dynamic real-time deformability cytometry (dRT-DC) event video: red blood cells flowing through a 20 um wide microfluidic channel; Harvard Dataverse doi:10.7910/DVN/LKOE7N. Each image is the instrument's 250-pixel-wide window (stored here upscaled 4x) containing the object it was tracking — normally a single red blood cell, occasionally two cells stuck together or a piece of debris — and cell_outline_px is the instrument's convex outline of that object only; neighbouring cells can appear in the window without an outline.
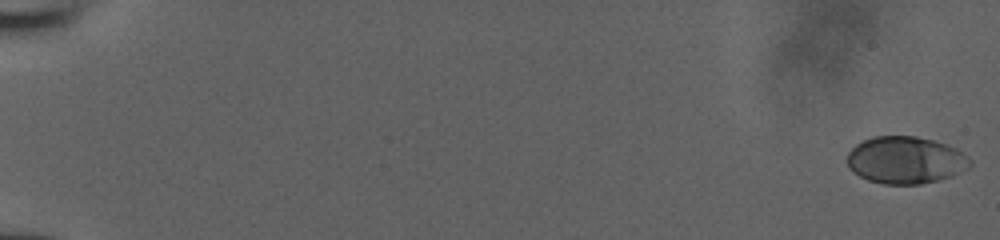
{"species": "human", "species_latin": "Homo sapiens", "temperature_condition": "room temperature", "stored_images_in_passage": 54, "camera_frame_rate_fps": 3000, "um_per_image_px": 0.085, "donor": {"sex": "male"}, "frame": {"image": 1, "passage_image": 1, "time_ms": 0.0, "image_size_px": [1000, 240], "cell_outline_px": [[972, 164], [968, 168], [952, 176], [920, 184], [884, 184], [868, 180], [852, 172], [848, 168], [848, 152], [856, 144], [872, 136], [916, 136], [932, 140], [956, 148], [968, 156], [972, 160]], "centroid_in_image_um": [76.97, 13.61], "position_along_channel_um": 8.0, "area_um2": 33.81}}
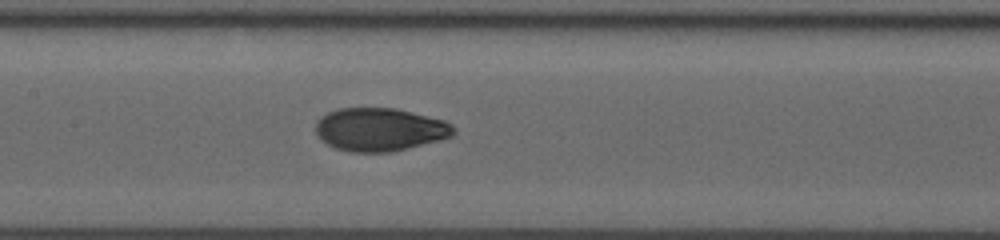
{"frame": {"image": 2, "passage_image": 29, "time_ms": 9.333, "image_size_px": [1000, 240], "cell_outline_px": [[456, 132], [452, 136], [440, 140], [392, 152], [348, 152], [336, 148], [320, 140], [316, 132], [316, 120], [320, 116], [336, 108], [396, 108], [444, 120], [452, 124], [456, 128]], "centroid_in_image_um": [32.28, 11.0], "position_along_channel_um": 175.1, "area_um2": 34.97}}
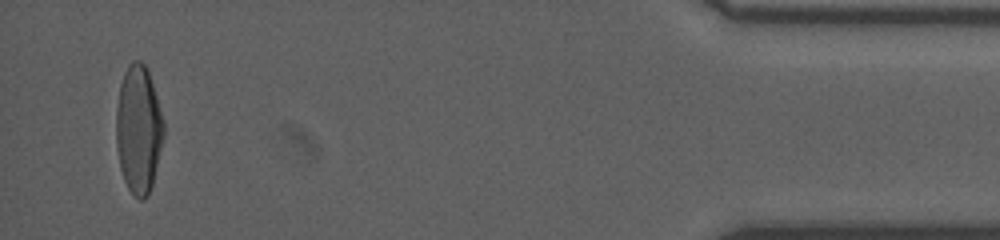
{"frame": {"image": 3, "passage_image": 52, "time_ms": 17.0, "image_size_px": [1000, 240], "cell_outline_px": [[164, 136], [152, 184], [148, 196], [144, 200], [140, 200], [128, 188], [124, 180], [120, 168], [116, 144], [116, 108], [120, 84], [124, 72], [128, 64], [132, 60], [140, 60], [144, 64], [148, 72], [164, 120]], "centroid_in_image_um": [11.76, 10.99], "position_along_channel_um": 423.4, "area_um2": 35.43}}